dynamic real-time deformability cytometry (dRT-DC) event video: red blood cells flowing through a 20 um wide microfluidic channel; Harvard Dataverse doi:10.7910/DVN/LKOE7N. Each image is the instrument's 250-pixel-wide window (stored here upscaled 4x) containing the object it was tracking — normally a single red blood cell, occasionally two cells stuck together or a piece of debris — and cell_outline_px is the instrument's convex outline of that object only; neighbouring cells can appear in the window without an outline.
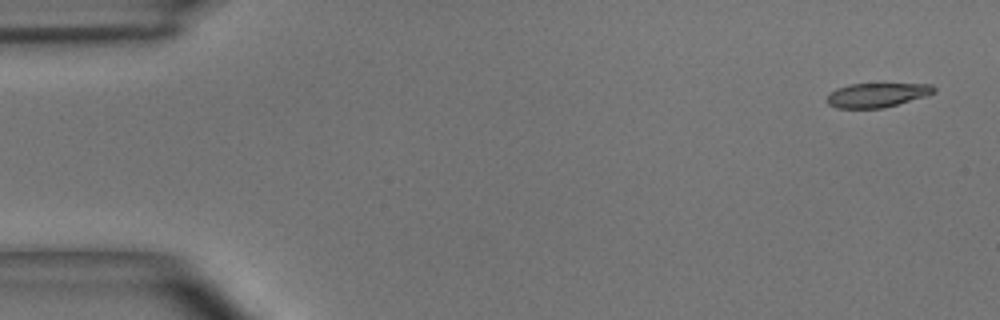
{"species": "common noctule bat (a hibernating species)", "species_latin": "Nyctalus noctula", "temperature_condition": "room temperature", "stored_images_in_passage": 4, "camera_frame_rate_fps": 3000, "um_per_image_px": 0.085, "animal": {"sex": "male", "body_mass_g": 15.6}, "frame": {"image": 1, "passage_image": 1, "time_ms": 0.0, "image_size_px": [1000, 320], "cell_outline_px": [[936, 92], [924, 96], [896, 104], [880, 108], [836, 108], [828, 104], [828, 96], [836, 88], [852, 84], [932, 84], [936, 88]], "centroid_in_image_um": [74.54, 8.07], "position_along_channel_um": 10.5, "area_um2": 14.8}}
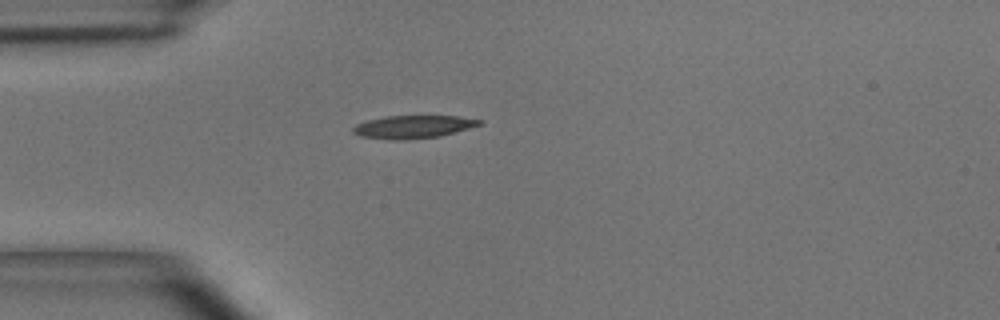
{"frame": {"image": 2, "passage_image": 4, "time_ms": 1.0, "image_size_px": [1000, 320], "cell_outline_px": [[484, 124], [440, 136], [404, 140], [388, 140], [360, 136], [352, 132], [352, 128], [356, 124], [368, 120], [384, 116], [456, 116], [484, 120]], "centroid_in_image_um": [35.12, 10.78], "position_along_channel_um": 49.9, "area_um2": 16.99}}